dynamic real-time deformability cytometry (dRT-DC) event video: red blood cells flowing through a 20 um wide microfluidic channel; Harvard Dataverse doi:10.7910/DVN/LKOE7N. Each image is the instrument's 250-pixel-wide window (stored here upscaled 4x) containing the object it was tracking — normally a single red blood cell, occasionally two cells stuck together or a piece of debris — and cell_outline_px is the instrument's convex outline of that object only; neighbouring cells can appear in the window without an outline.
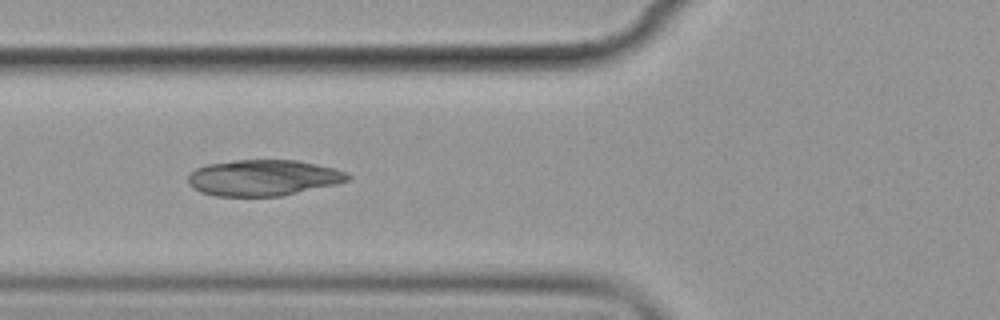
{"species": "common noctule bat (a hibernating species)", "species_latin": "Nyctalus noctula", "temperature_condition": "cold", "stored_images_in_passage": 3, "camera_frame_rate_fps": 3000, "um_per_image_px": 0.085, "animal": {"sex": "female", "body_mass_g": 19.9}, "frame": {"image": 1, "passage_image": 2, "time_ms": 1.0, "image_size_px": [1000, 320], "cell_outline_px": [[352, 180], [336, 184], [280, 196], [216, 196], [200, 192], [192, 188], [188, 184], [188, 176], [196, 168], [208, 164], [236, 160], [296, 160], [336, 168], [348, 172], [352, 176]], "centroid_in_image_um": [22.41, 15.11], "position_along_channel_um": 103.4, "area_um2": 33.7}}
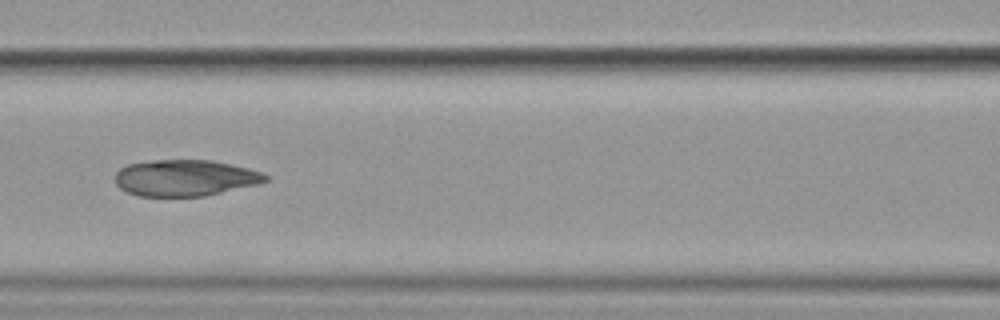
{"frame": {"image": 2, "passage_image": 3, "time_ms": 2.333, "image_size_px": [1000, 320], "cell_outline_px": [[268, 180], [260, 184], [204, 196], [136, 196], [120, 188], [116, 184], [116, 172], [120, 168], [128, 164], [156, 160], [212, 160], [232, 164], [248, 168], [260, 172], [268, 176]], "centroid_in_image_um": [15.75, 15.12], "position_along_channel_um": 150.9, "area_um2": 31.85}}